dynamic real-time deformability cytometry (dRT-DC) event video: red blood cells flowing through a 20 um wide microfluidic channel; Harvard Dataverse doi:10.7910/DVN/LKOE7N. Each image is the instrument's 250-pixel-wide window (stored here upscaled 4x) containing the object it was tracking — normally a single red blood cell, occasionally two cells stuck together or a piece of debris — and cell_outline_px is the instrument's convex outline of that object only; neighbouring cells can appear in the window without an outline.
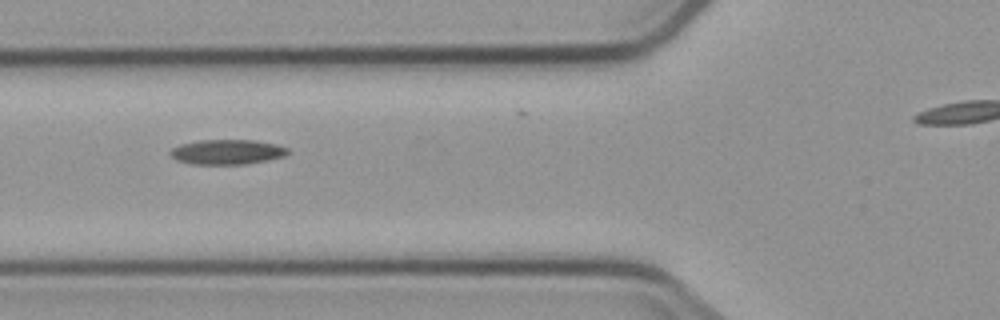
{"species": "common noctule bat (a hibernating species)", "species_latin": "Nyctalus noctula", "temperature_condition": "cold", "stored_images_in_passage": 12, "camera_frame_rate_fps": 3000, "um_per_image_px": 0.085, "animal": {"sex": "male", "body_mass_g": 23.1, "forearm_length_mm": 52.7}, "frame": {"image": 1, "passage_image": 6, "time_ms": 6.667, "image_size_px": [1000, 320], "cell_outline_px": [[288, 152], [284, 156], [268, 160], [244, 164], [192, 164], [176, 160], [168, 152], [172, 148], [180, 144], [200, 140], [256, 140], [276, 144], [288, 148]], "centroid_in_image_um": [19.29, 12.91], "position_along_channel_um": 106.5, "area_um2": 17.05}}
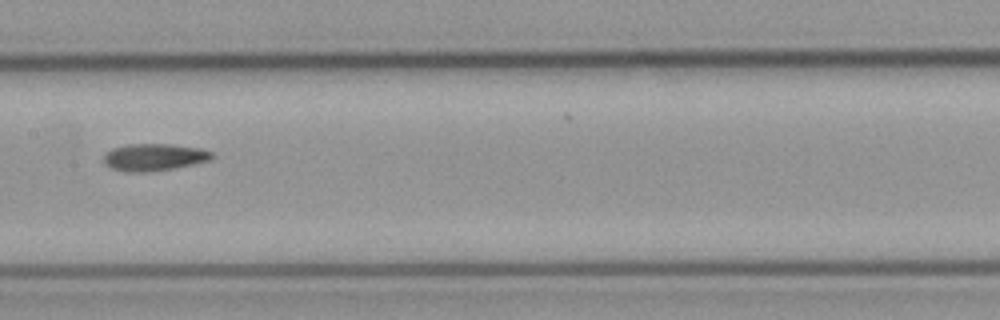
{"frame": {"image": 2, "passage_image": 8, "time_ms": 9.0, "image_size_px": [1000, 320], "cell_outline_px": [[212, 160], [172, 168], [148, 172], [124, 172], [112, 168], [104, 164], [104, 156], [112, 148], [128, 144], [172, 144], [200, 148], [212, 152]], "centroid_in_image_um": [13.08, 13.36], "position_along_channel_um": 194.3, "area_um2": 17.05}}
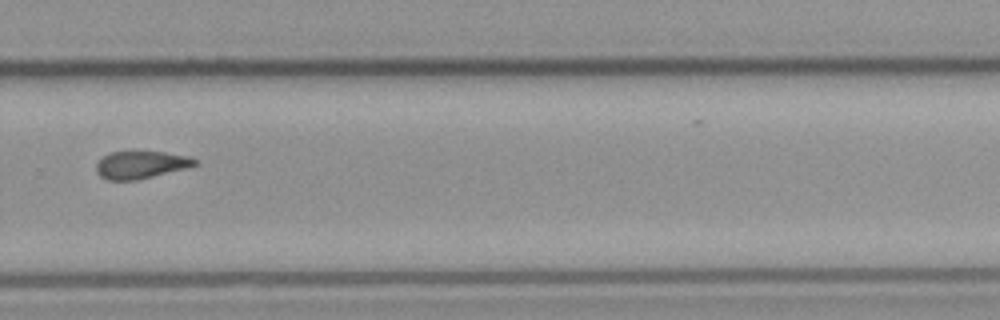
{"frame": {"image": 3, "passage_image": 11, "time_ms": 12.333, "image_size_px": [1000, 320], "cell_outline_px": [[196, 164], [188, 168], [136, 180], [108, 180], [100, 176], [96, 172], [96, 164], [108, 152], [164, 152], [188, 156], [196, 160]], "centroid_in_image_um": [11.96, 14.01], "position_along_channel_um": 317.8, "area_um2": 15.66}}